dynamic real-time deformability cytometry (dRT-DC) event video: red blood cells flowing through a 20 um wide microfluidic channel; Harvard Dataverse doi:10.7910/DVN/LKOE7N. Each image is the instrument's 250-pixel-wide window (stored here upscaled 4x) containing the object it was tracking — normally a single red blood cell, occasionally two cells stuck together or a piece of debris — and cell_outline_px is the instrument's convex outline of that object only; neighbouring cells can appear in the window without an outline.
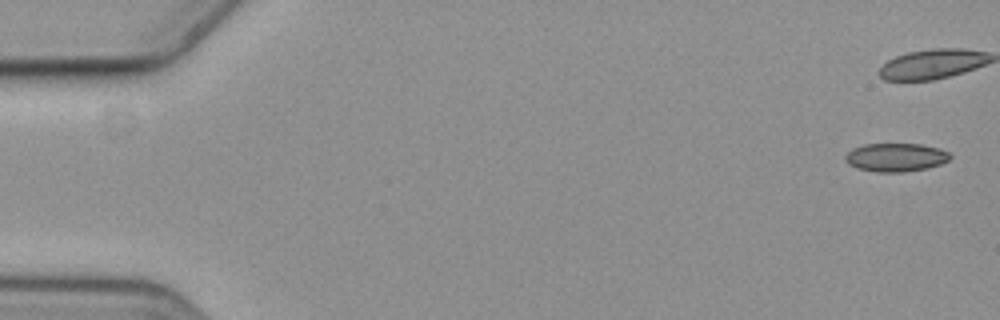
{"species": "common noctule bat (a hibernating species)", "species_latin": "Nyctalus noctula", "temperature_condition": "cold", "stored_images_in_passage": 12, "camera_frame_rate_fps": 3000, "um_per_image_px": 0.085, "animal": {"sex": "female", "body_mass_g": 19.3, "forearm_length_mm": 54.1}, "frame": {"image": 1, "passage_image": 1, "time_ms": 0.0, "image_size_px": [1000, 320], "cell_outline_px": [[952, 156], [948, 160], [940, 164], [928, 168], [904, 172], [876, 172], [856, 168], [848, 164], [844, 160], [844, 156], [852, 148], [864, 144], [920, 144], [940, 148], [948, 152]], "centroid_in_image_um": [76.12, 13.37], "position_along_channel_um": 8.9, "area_um2": 17.51}}